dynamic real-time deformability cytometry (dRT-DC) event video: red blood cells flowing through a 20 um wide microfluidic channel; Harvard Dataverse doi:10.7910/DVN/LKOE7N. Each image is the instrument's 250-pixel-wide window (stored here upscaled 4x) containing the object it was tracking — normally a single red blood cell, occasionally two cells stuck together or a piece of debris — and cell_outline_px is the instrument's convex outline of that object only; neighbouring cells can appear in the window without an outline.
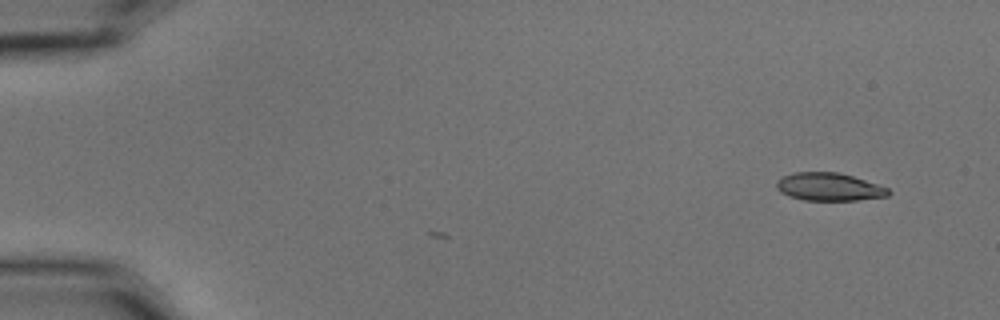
{"species": "common noctule bat (a hibernating species)", "species_latin": "Nyctalus noctula", "temperature_condition": "cold", "stored_images_in_passage": 2, "camera_frame_rate_fps": 3000, "um_per_image_px": 0.085, "animal": {"sex": "male", "body_mass_g": 15.6}, "frame": {"image": 1, "passage_image": 2, "time_ms": 0.333, "image_size_px": [1000, 320], "cell_outline_px": [[892, 192], [888, 196], [856, 200], [804, 200], [788, 196], [780, 192], [776, 188], [776, 180], [784, 176], [796, 172], [840, 172], [888, 188]], "centroid_in_image_um": [70.45, 15.88], "position_along_channel_um": 14.6, "area_um2": 18.15}}